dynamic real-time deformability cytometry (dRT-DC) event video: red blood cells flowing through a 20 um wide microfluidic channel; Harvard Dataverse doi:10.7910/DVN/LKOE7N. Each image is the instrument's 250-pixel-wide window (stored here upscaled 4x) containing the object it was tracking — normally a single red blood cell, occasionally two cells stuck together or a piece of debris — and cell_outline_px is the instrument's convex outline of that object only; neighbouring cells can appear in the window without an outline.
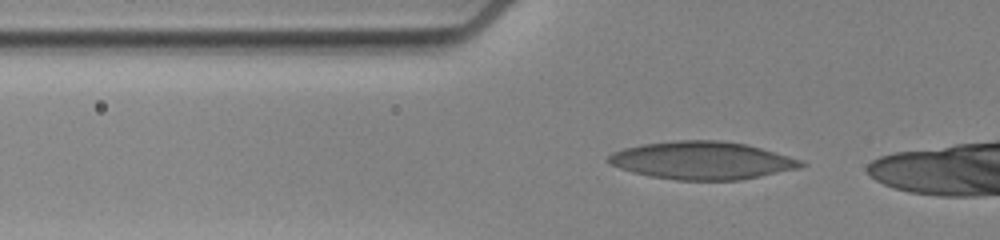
{"species": "human", "species_latin": "Homo sapiens", "temperature_condition": "cold", "stored_images_in_passage": 45, "camera_frame_rate_fps": 3000, "um_per_image_px": 0.085, "donor": {"sex": "female"}, "frame": {"image": 1, "passage_image": 12, "time_ms": 3.667, "image_size_px": [1000, 240], "cell_outline_px": [[808, 164], [800, 168], [740, 180], [676, 180], [652, 176], [632, 172], [620, 168], [612, 164], [608, 160], [608, 156], [612, 152], [624, 148], [644, 144], [680, 140], [720, 140], [748, 144], [776, 152], [800, 160]], "centroid_in_image_um": [59.71, 13.63], "position_along_channel_um": 66.1, "area_um2": 42.25}}
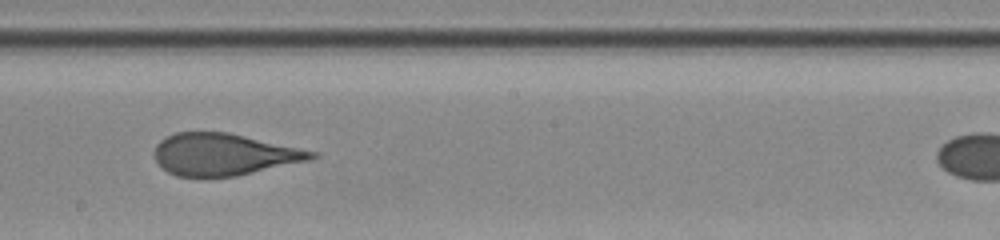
{"frame": {"image": 2, "passage_image": 27, "time_ms": 8.667, "image_size_px": [1000, 240], "cell_outline_px": [[320, 156], [308, 160], [236, 176], [204, 180], [176, 176], [160, 168], [152, 152], [156, 144], [160, 140], [176, 132], [228, 132], [316, 152]], "centroid_in_image_um": [18.92, 13.16], "position_along_channel_um": 229.3, "area_um2": 38.96}}
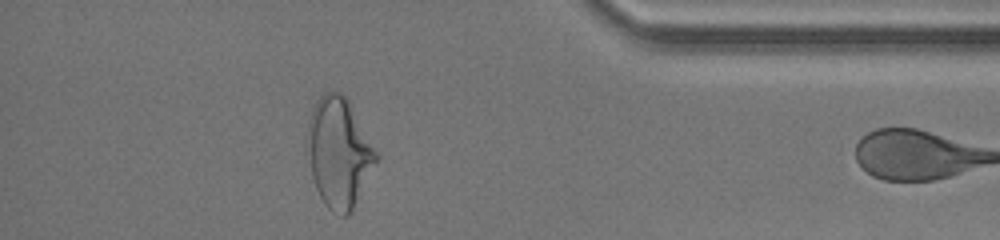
{"frame": {"image": 3, "passage_image": 44, "time_ms": 14.333, "image_size_px": [1000, 240], "cell_outline_px": [[380, 156], [352, 212], [348, 216], [340, 216], [332, 212], [324, 204], [316, 188], [312, 176], [308, 136], [308, 120], [312, 108], [316, 100], [324, 92], [340, 92], [348, 96], [380, 152]], "centroid_in_image_um": [28.88, 12.93], "position_along_channel_um": 406.3, "area_um2": 44.8}}